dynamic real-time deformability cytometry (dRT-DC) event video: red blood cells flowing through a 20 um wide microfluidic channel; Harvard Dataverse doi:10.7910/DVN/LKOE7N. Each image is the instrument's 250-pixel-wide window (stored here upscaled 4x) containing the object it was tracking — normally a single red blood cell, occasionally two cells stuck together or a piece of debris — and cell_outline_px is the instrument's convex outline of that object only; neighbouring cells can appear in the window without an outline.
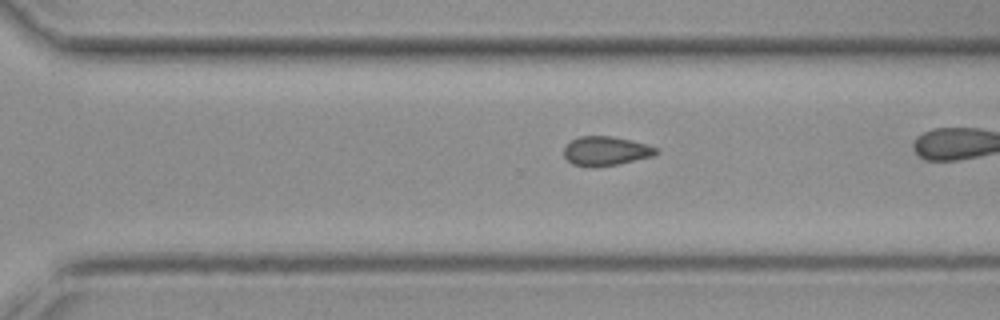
{"species": "common noctule bat (a hibernating species)", "species_latin": "Nyctalus noctula", "temperature_condition": "cold", "stored_images_in_passage": 27, "camera_frame_rate_fps": 3000, "um_per_image_px": 0.085, "animal": {"sex": "female", "body_mass_g": 19.3, "forearm_length_mm": 54.1}, "frame": {"image": 1, "passage_image": 23, "time_ms": 7.333, "image_size_px": [1000, 320], "cell_outline_px": [[660, 152], [656, 156], [620, 164], [592, 168], [572, 164], [564, 156], [564, 144], [580, 136], [612, 136], [632, 140], [660, 148]], "centroid_in_image_um": [51.54, 12.85], "position_along_channel_um": 319.1, "area_um2": 16.18}}